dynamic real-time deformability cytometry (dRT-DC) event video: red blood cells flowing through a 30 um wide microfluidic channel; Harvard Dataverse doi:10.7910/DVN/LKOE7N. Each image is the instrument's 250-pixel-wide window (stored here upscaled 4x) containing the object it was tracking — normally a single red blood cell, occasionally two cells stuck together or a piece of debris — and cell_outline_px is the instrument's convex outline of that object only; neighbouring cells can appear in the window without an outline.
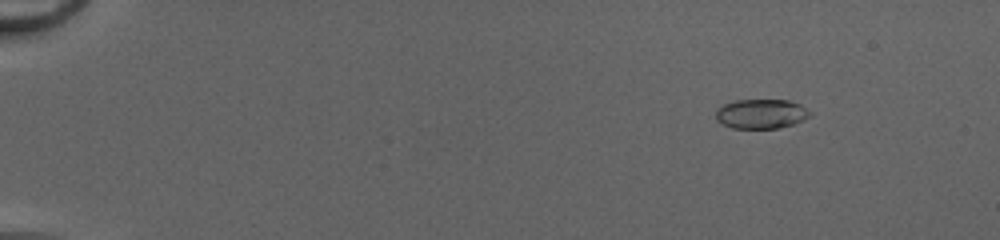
{"species": "common noctule bat (a hibernating species)", "species_latin": "Nyctalus noctula", "temperature_condition": "cold", "stored_images_in_passage": 52, "camera_frame_rate_fps": 3000, "um_per_image_px": 0.085, "animal": {"sex": "female", "body_mass_g": 20.0, "forearm_length_mm": 54.0}, "frame": {"image": 1, "passage_image": 8, "time_ms": 2.333, "image_size_px": [1000, 240], "cell_outline_px": [[812, 116], [804, 120], [792, 124], [776, 128], [732, 128], [716, 120], [716, 108], [720, 104], [736, 100], [788, 100], [800, 104], [812, 112]], "centroid_in_image_um": [64.69, 9.66], "position_along_channel_um": 20.3, "area_um2": 16.36}}
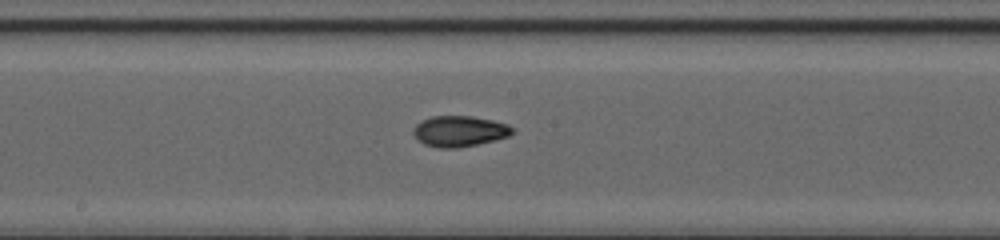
{"frame": {"image": 2, "passage_image": 31, "time_ms": 10.0, "image_size_px": [1000, 240], "cell_outline_px": [[512, 132], [508, 136], [476, 144], [456, 148], [440, 148], [424, 144], [416, 140], [412, 132], [412, 128], [420, 120], [432, 116], [472, 116], [492, 120], [508, 124], [512, 128]], "centroid_in_image_um": [38.97, 11.14], "position_along_channel_um": 209.2, "area_um2": 17.74}}
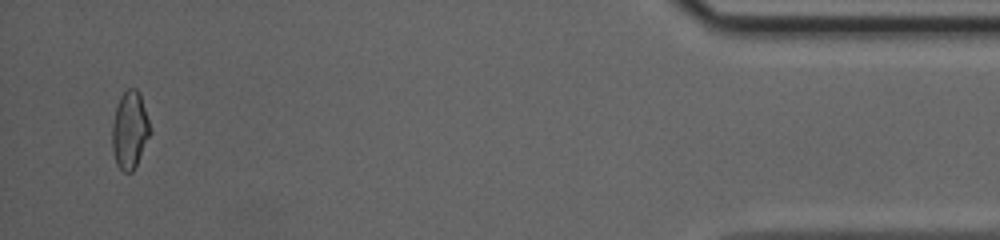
{"frame": {"image": 3, "passage_image": 51, "time_ms": 16.667, "image_size_px": [1000, 240], "cell_outline_px": [[152, 132], [132, 172], [124, 172], [116, 164], [112, 152], [112, 124], [116, 104], [120, 96], [128, 88], [136, 88], [140, 92]], "centroid_in_image_um": [11.02, 11.03], "position_along_channel_um": 424.2, "area_um2": 17.28}, "authors_computed_cell_mechanics": {"area_um2": 17.0221, "velocity_mm_per_s": 4.2338, "shape_relaxation_time_tau1_ms": 2.9695, "shape_relaxation_time_tau2_ms": 2.5986, "deformation_change_tau1": 0.1438, "deformation_change_tau2": 0.0782}}